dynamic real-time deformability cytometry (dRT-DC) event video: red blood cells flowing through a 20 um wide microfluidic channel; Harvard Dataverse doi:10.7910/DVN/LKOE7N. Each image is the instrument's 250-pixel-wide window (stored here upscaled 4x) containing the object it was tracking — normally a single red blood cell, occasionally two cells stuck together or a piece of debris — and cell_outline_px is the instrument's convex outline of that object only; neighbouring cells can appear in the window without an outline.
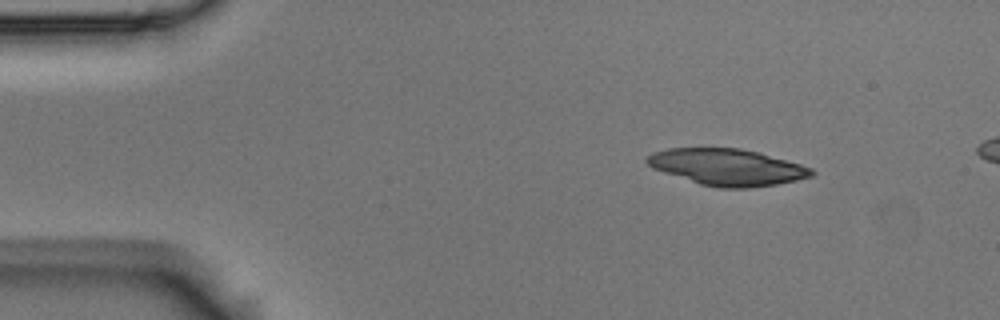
{"species": "Egyptian fruit bat (a non-hibernating species)", "species_latin": "Rousettus aegyptiacus", "temperature_condition": "room temperature", "stored_images_in_passage": 3, "camera_frame_rate_fps": 3000, "um_per_image_px": 0.085, "animal": {"sex": "male"}, "frame": {"image": 1, "passage_image": 1, "time_ms": 0.0, "image_size_px": [1000, 320], "cell_outline_px": [[816, 172], [812, 176], [796, 180], [776, 184], [748, 188], [720, 188], [700, 184], [652, 168], [644, 160], [652, 152], [668, 148], [740, 148], [760, 152], [800, 164], [812, 168]], "centroid_in_image_um": [61.81, 14.2], "position_along_channel_um": 23.2, "area_um2": 34.97}}